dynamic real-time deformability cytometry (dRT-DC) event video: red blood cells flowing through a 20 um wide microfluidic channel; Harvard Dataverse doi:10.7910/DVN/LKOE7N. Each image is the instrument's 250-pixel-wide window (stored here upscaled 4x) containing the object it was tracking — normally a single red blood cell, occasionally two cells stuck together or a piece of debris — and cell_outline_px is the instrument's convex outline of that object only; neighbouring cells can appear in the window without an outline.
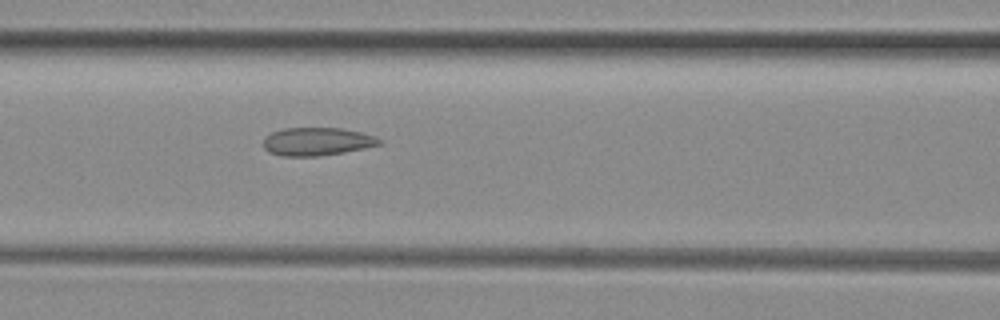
{"species": "common noctule bat (a hibernating species)", "species_latin": "Nyctalus noctula", "temperature_condition": "room temperature", "stored_images_in_passage": 23, "camera_frame_rate_fps": 3000, "um_per_image_px": 0.085, "animal": {"sex": "female", "body_mass_g": 29.2, "forearm_length_mm": 56.3}, "frame": {"image": 1, "passage_image": 10, "time_ms": 3.0, "image_size_px": [1000, 320], "cell_outline_px": [[384, 144], [344, 152], [320, 156], [280, 156], [268, 152], [264, 148], [264, 136], [272, 132], [284, 128], [340, 128], [360, 132], [376, 136], [384, 140]], "centroid_in_image_um": [26.97, 12.03], "position_along_channel_um": 139.6, "area_um2": 19.19}}
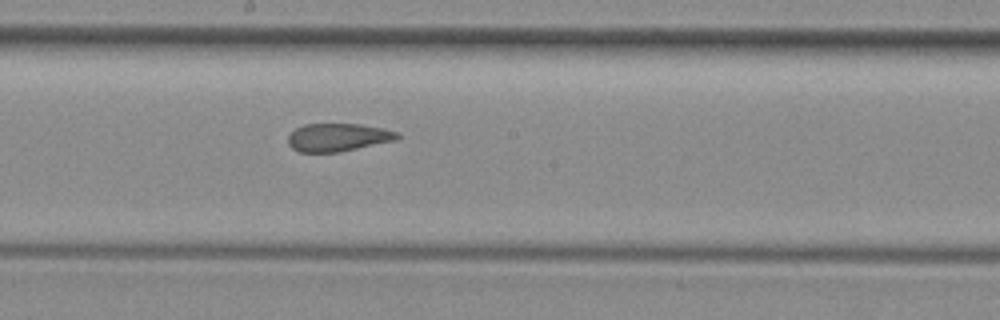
{"frame": {"image": 2, "passage_image": 16, "time_ms": 5.0, "image_size_px": [1000, 320], "cell_outline_px": [[400, 136], [396, 140], [340, 152], [300, 152], [292, 148], [288, 144], [288, 136], [296, 128], [304, 124], [360, 124], [384, 128], [400, 132]], "centroid_in_image_um": [28.75, 11.67], "position_along_channel_um": 219.4, "area_um2": 17.92}}
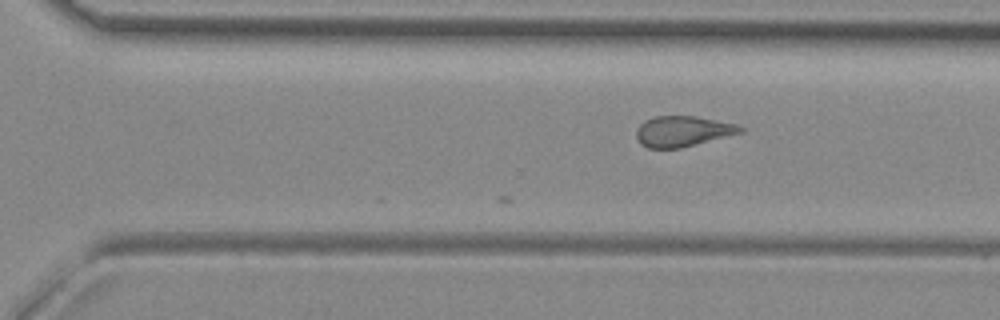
{"frame": {"image": 3, "passage_image": 23, "time_ms": 7.333, "image_size_px": [1000, 320], "cell_outline_px": [[744, 132], [680, 148], [648, 148], [640, 144], [636, 140], [636, 128], [644, 120], [656, 116], [696, 116], [736, 124], [744, 128]], "centroid_in_image_um": [58.0, 11.16], "position_along_channel_um": 312.6, "area_um2": 18.61}}